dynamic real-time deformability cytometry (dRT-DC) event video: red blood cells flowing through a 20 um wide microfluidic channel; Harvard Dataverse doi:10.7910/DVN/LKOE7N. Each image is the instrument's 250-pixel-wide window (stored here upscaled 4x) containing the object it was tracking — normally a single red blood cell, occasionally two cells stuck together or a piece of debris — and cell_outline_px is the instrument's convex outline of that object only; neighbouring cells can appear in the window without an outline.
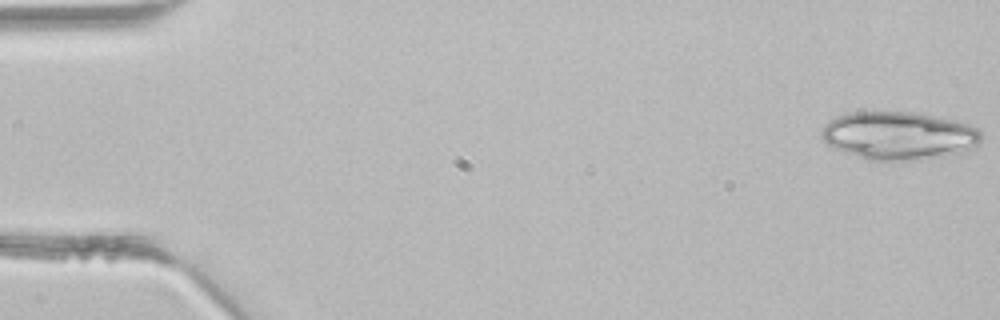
{"species": "common noctule bat (a hibernating species)", "species_latin": "Nyctalus noctula", "temperature_condition": "room temperature", "stored_images_in_passage": 41, "camera_frame_rate_fps": 3000, "um_per_image_px": 0.085, "animal": {"sex": "male", "body_mass_g": 21.5, "forearm_length_mm": 52.0}, "frame": {"image": 1, "passage_image": 1, "time_ms": 0.0, "image_size_px": [1000, 320], "cell_outline_px": [[980, 144], [976, 148], [944, 156], [920, 160], [868, 160], [832, 148], [820, 140], [820, 128], [828, 120], [836, 116], [852, 112], [916, 112], [956, 120], [980, 128]], "centroid_in_image_um": [76.36, 11.53], "position_along_channel_um": 8.6, "area_um2": 45.43}}
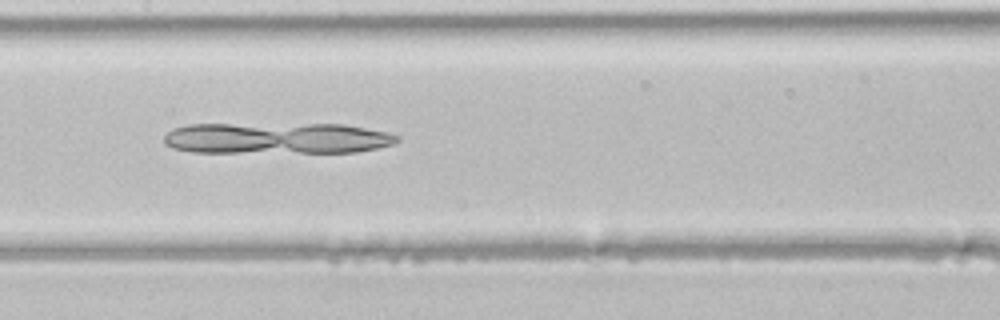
{"frame": {"image": 2, "passage_image": 21, "time_ms": 6.667, "image_size_px": [1000, 320], "cell_outline_px": [[400, 140], [392, 144], [376, 148], [356, 152], [192, 152], [172, 148], [164, 144], [164, 136], [172, 128], [188, 124], [344, 124], [388, 132], [400, 136]], "centroid_in_image_um": [23.51, 11.74], "position_along_channel_um": 183.9, "area_um2": 42.71}}
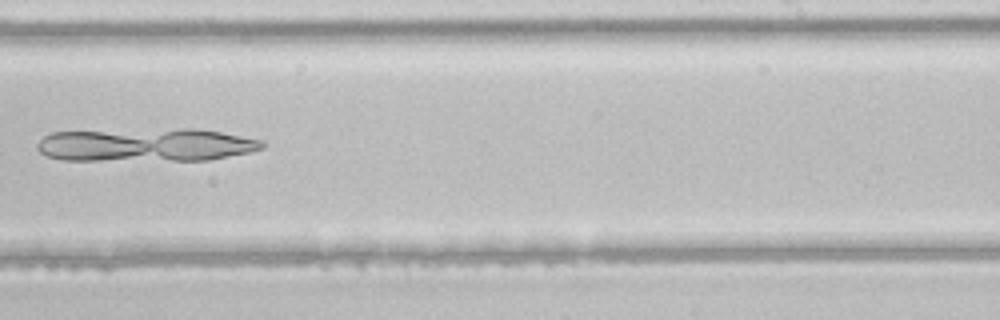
{"frame": {"image": 3, "passage_image": 27, "time_ms": 8.667, "image_size_px": [1000, 320], "cell_outline_px": [[264, 148], [248, 152], [208, 160], [64, 160], [48, 156], [40, 152], [36, 148], [36, 144], [44, 136], [52, 132], [180, 128], [196, 128], [220, 132], [264, 140]], "centroid_in_image_um": [12.4, 12.31], "position_along_channel_um": 276.6, "area_um2": 43.75}}